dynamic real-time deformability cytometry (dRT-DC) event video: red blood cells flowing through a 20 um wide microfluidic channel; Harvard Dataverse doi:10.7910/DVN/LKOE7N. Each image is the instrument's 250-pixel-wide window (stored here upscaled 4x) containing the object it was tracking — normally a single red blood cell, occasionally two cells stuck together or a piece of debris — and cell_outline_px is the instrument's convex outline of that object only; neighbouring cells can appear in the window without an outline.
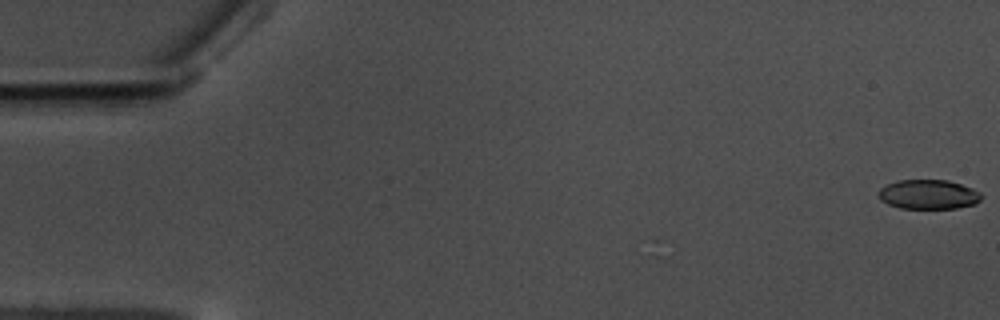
{"species": "common noctule bat (a hibernating species)", "species_latin": "Nyctalus noctula", "temperature_condition": "warm", "stored_images_in_passage": 6, "camera_frame_rate_fps": 3000, "um_per_image_px": 0.085, "animal": {"sex": "male", "body_mass_g": 17.5, "forearm_length_mm": 52.3}, "frame": {"image": 1, "passage_image": 1, "time_ms": 0.0, "image_size_px": [1000, 320], "cell_outline_px": [[980, 200], [976, 204], [956, 208], [900, 208], [888, 204], [880, 200], [880, 188], [888, 184], [900, 180], [948, 180], [972, 188], [980, 192]], "centroid_in_image_um": [78.93, 16.53], "position_along_channel_um": 6.1, "area_um2": 17.46}}